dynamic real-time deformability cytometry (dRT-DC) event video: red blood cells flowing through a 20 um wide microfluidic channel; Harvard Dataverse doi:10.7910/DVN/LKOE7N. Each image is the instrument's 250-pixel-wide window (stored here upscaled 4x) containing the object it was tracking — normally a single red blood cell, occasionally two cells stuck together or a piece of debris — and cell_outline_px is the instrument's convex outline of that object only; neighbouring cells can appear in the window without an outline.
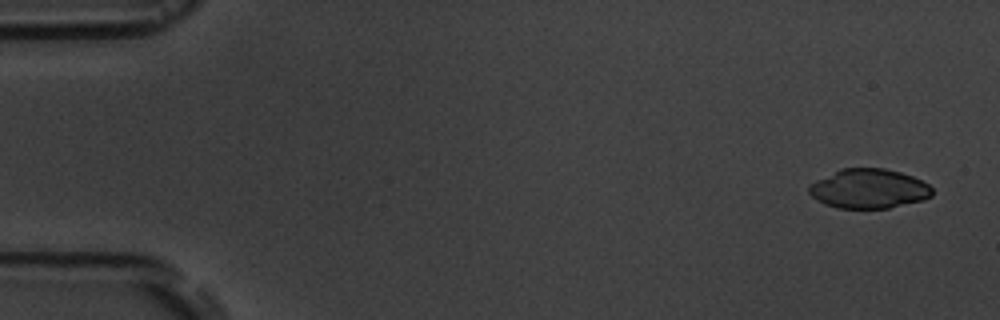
{"species": "common noctule bat (a hibernating species)", "species_latin": "Nyctalus noctula", "temperature_condition": "room temperature", "stored_images_in_passage": 5, "camera_frame_rate_fps": 3000, "um_per_image_px": 0.085, "animal": {"sex": "male", "body_mass_g": 19.5, "forearm_length_mm": 54.6}, "frame": {"image": 1, "passage_image": 1, "time_ms": 0.0, "image_size_px": [1000, 320], "cell_outline_px": [[932, 196], [924, 200], [888, 208], [836, 208], [824, 204], [812, 196], [808, 192], [808, 184], [840, 168], [884, 168], [900, 172], [912, 176], [928, 184], [932, 188]], "centroid_in_image_um": [73.83, 16.04], "position_along_channel_um": 11.2, "area_um2": 28.44}}